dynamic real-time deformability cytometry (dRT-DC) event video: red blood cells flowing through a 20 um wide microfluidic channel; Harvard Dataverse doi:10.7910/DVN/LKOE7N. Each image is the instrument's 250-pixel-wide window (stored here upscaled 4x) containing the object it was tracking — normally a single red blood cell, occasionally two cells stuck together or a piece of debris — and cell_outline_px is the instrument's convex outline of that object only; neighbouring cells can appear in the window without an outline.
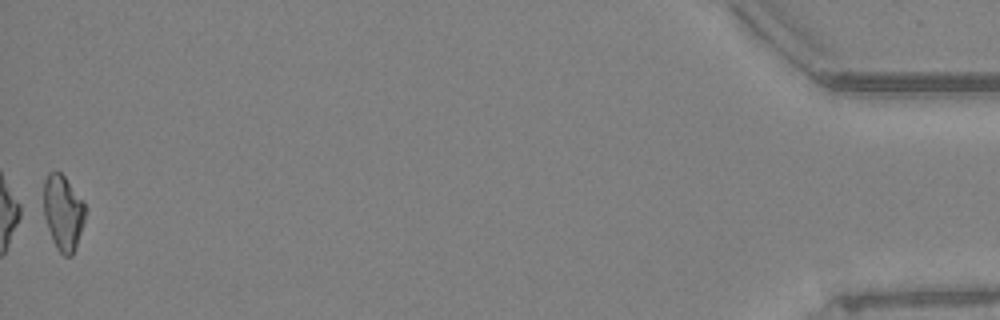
{"species": "Egyptian fruit bat (a non-hibernating species)", "species_latin": "Rousettus aegyptiacus", "temperature_condition": "warm", "stored_images_in_passage": 56, "camera_frame_rate_fps": 3000, "um_per_image_px": 0.085, "animal": {"sex": "female"}, "frame": {"image": 1, "passage_image": 56, "time_ms": 18.333, "image_size_px": [1000, 320], "cell_outline_px": [[88, 208], [72, 256], [64, 256], [56, 248], [52, 240], [44, 216], [44, 180], [48, 172], [60, 172], [64, 176], [84, 200]], "centroid_in_image_um": [5.38, 18.04], "position_along_channel_um": 429.8, "area_um2": 18.32}, "authors_computed_cell_mechanics": {"area_um2": 18.496, "velocity_mm_per_s": 3.325, "shape_relaxation_time_tau1_ms": 8.4466, "shape_relaxation_time_tau2_ms": 3.3793, "deformation_change_tau1": 0.2261, "deformation_change_tau2": 0.0965}}